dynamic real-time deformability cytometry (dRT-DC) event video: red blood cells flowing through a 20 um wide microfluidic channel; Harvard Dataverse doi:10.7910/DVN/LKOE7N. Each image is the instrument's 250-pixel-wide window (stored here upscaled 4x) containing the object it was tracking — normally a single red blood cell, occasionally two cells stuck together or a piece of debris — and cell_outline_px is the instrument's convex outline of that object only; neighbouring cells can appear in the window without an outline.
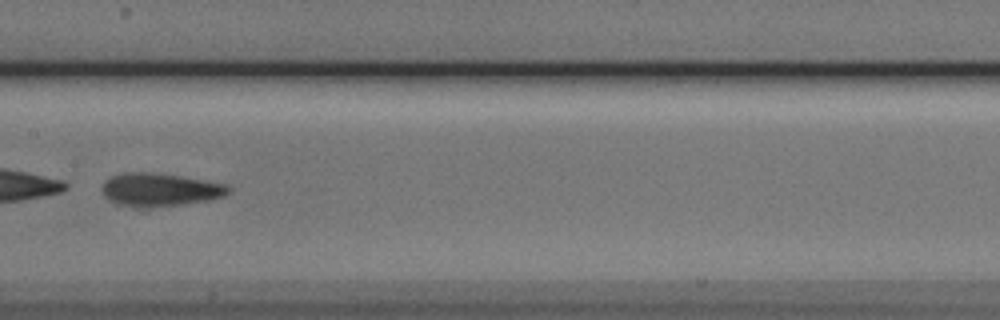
{"species": "Egyptian fruit bat (a non-hibernating species)", "species_latin": "Rousettus aegyptiacus", "temperature_condition": "cold", "stored_images_in_passage": 46, "camera_frame_rate_fps": 3000, "um_per_image_px": 0.085, "animal": {"sex": "male"}, "frame": {"image": 1, "passage_image": 27, "time_ms": 8.667, "image_size_px": [1000, 320], "cell_outline_px": [[232, 188], [224, 196], [208, 200], [180, 204], [144, 208], [136, 208], [120, 204], [108, 200], [100, 188], [104, 180], [112, 176], [124, 172], [152, 172], [180, 176], [228, 184]], "centroid_in_image_um": [13.56, 16.12], "position_along_channel_um": 193.8, "area_um2": 24.51}}
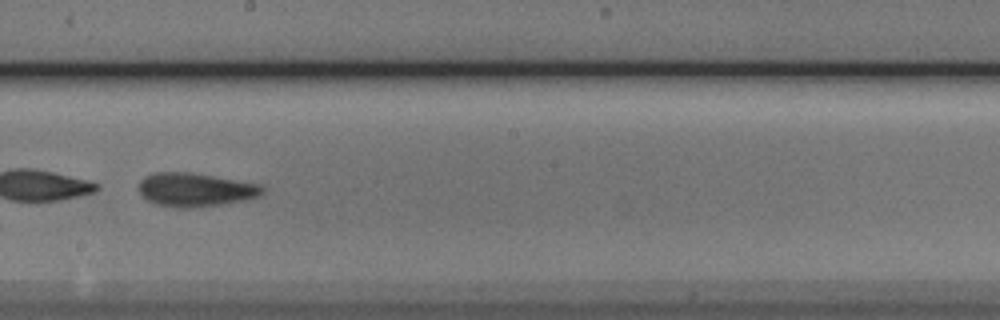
{"frame": {"image": 2, "passage_image": 30, "time_ms": 9.667, "image_size_px": [1000, 320], "cell_outline_px": [[264, 192], [260, 196], [248, 200], [192, 208], [176, 208], [156, 204], [140, 196], [140, 180], [144, 176], [156, 172], [192, 172], [264, 184]], "centroid_in_image_um": [16.65, 16.12], "position_along_channel_um": 231.5, "area_um2": 24.68}, "authors_computed_cell_mechanics": {"area_um2": 24.7095, "velocity_mm_per_s": 3.7977, "shape_relaxation_time_tau1_ms": 1.1628, "shape_relaxation_time_tau2_ms": 3.139, "deformation_change_tau1": 0.2326, "deformation_change_tau2": 0.1208}}